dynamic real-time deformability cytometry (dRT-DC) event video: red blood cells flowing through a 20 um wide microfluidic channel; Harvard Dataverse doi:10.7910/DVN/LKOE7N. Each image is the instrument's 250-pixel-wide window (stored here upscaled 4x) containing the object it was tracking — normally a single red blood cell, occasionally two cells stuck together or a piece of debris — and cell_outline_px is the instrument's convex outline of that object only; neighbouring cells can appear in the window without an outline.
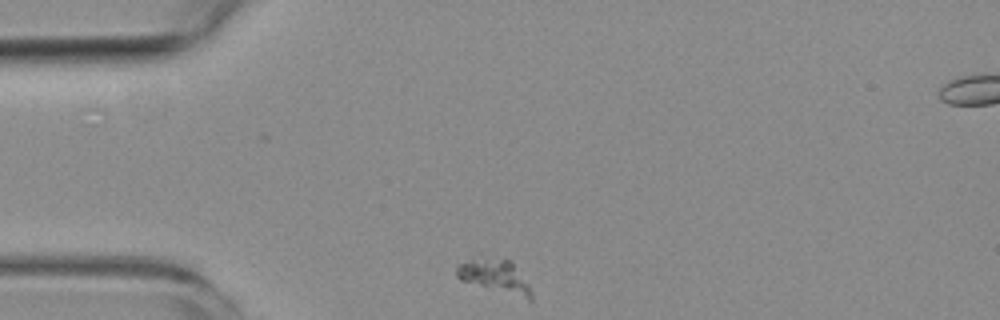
{"species": "common noctule bat (a hibernating species)", "species_latin": "Nyctalus noctula", "temperature_condition": "room temperature", "stored_images_in_passage": 3, "camera_frame_rate_fps": 3000, "um_per_image_px": 0.085, "animal": {"sex": "female", "body_mass_g": 19.3, "forearm_length_mm": 54.1}, "frame": {"image": 1, "passage_image": 1, "time_ms": 0.0, "image_size_px": [1000, 320], "cell_outline_px": [[532, 300], [528, 300], [460, 280], [456, 276], [456, 268], [460, 264], [472, 256], [480, 252], [512, 260], [528, 284], [532, 292]], "centroid_in_image_um": [42.03, 23.38], "position_along_channel_um": 43.0, "area_um2": 15.32}}